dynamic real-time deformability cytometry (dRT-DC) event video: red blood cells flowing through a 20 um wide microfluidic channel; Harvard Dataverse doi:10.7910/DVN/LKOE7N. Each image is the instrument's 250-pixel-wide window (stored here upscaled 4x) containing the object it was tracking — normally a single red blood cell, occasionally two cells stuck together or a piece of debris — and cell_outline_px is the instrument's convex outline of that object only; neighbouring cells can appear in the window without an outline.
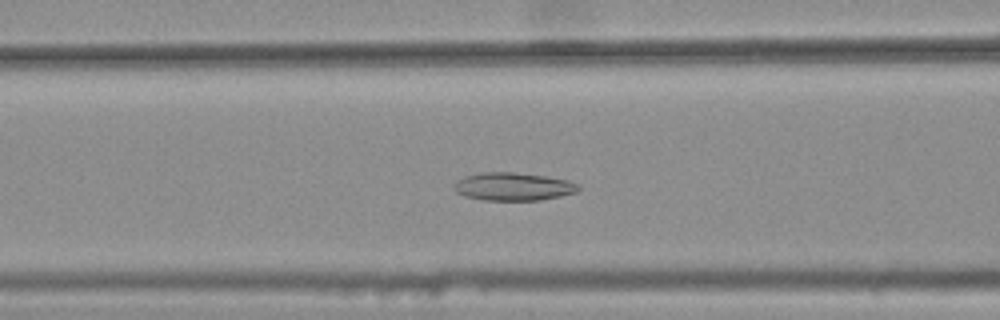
{"species": "common noctule bat (a hibernating species)", "species_latin": "Nyctalus noctula", "temperature_condition": "warm", "stored_images_in_passage": 43, "camera_frame_rate_fps": 3000, "um_per_image_px": 0.085, "animal": {"sex": "female", "body_mass_g": 25.1}, "frame": {"image": 1, "passage_image": 20, "time_ms": 6.333, "image_size_px": [1000, 320], "cell_outline_px": [[580, 188], [576, 192], [560, 196], [540, 200], [484, 200], [464, 196], [456, 192], [452, 188], [456, 180], [464, 176], [480, 172], [512, 172], [544, 176], [568, 180], [576, 184]], "centroid_in_image_um": [43.56, 15.86], "position_along_channel_um": 123.0, "area_um2": 20.29}}
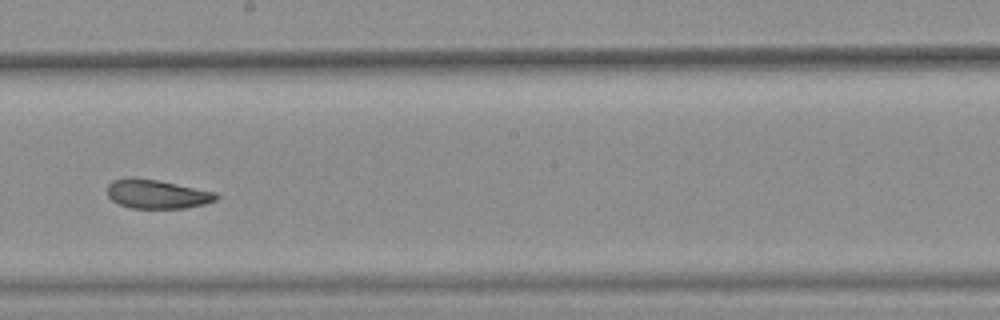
{"frame": {"image": 2, "passage_image": 29, "time_ms": 9.333, "image_size_px": [1000, 320], "cell_outline_px": [[220, 196], [216, 200], [204, 204], [184, 208], [132, 208], [120, 204], [112, 200], [108, 196], [108, 184], [112, 180], [132, 176], [156, 180], [216, 192]], "centroid_in_image_um": [13.33, 16.49], "position_along_channel_um": 234.9, "area_um2": 18.32}}
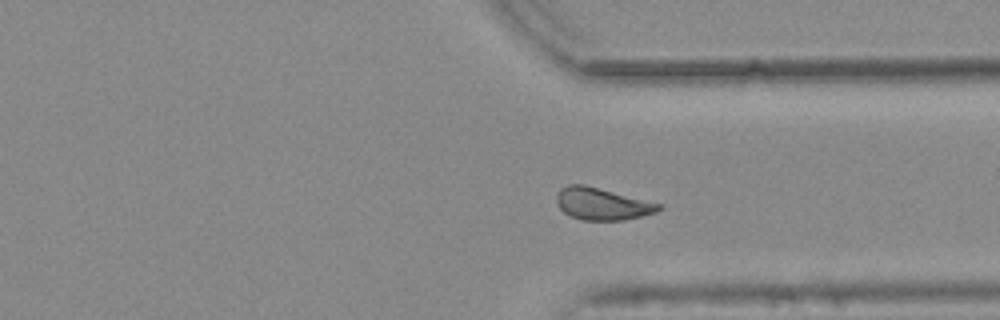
{"frame": {"image": 3, "passage_image": 39, "time_ms": 12.667, "image_size_px": [1000, 320], "cell_outline_px": [[660, 208], [656, 212], [624, 220], [584, 220], [572, 216], [564, 212], [556, 204], [556, 196], [560, 188], [568, 184], [584, 184], [660, 204]], "centroid_in_image_um": [51.11, 17.32], "position_along_channel_um": 360.3, "area_um2": 18.79}, "authors_computed_cell_mechanics": {"area_um2": 19.363, "velocity_mm_per_s": 3.7372, "shape_relaxation_time_tau1_ms": null, "shape_relaxation_time_tau2_ms": 2.7811, "deformation_change_tau1": null, "deformation_change_tau2": 0.0926}}